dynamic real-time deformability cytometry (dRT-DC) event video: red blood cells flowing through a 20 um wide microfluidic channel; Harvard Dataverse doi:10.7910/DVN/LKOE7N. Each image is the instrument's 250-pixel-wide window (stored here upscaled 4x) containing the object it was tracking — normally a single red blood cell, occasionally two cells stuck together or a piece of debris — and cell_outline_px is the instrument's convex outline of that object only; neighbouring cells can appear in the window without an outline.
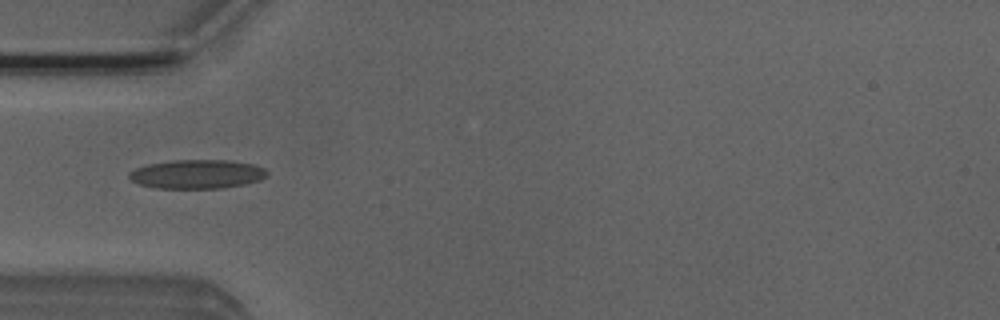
{"species": "Egyptian fruit bat (a non-hibernating species)", "species_latin": "Rousettus aegyptiacus", "temperature_condition": "room temperature", "stored_images_in_passage": 7, "camera_frame_rate_fps": 3000, "um_per_image_px": 0.085, "animal": {"sex": "male"}, "frame": {"image": 1, "passage_image": 4, "time_ms": 1.0, "image_size_px": [1000, 320], "cell_outline_px": [[268, 176], [260, 180], [244, 184], [220, 188], [156, 188], [140, 184], [132, 180], [128, 176], [128, 172], [136, 168], [148, 164], [172, 160], [228, 160], [252, 164], [264, 168], [268, 172]], "centroid_in_image_um": [16.75, 14.8], "position_along_channel_um": 68.2, "area_um2": 23.24}}